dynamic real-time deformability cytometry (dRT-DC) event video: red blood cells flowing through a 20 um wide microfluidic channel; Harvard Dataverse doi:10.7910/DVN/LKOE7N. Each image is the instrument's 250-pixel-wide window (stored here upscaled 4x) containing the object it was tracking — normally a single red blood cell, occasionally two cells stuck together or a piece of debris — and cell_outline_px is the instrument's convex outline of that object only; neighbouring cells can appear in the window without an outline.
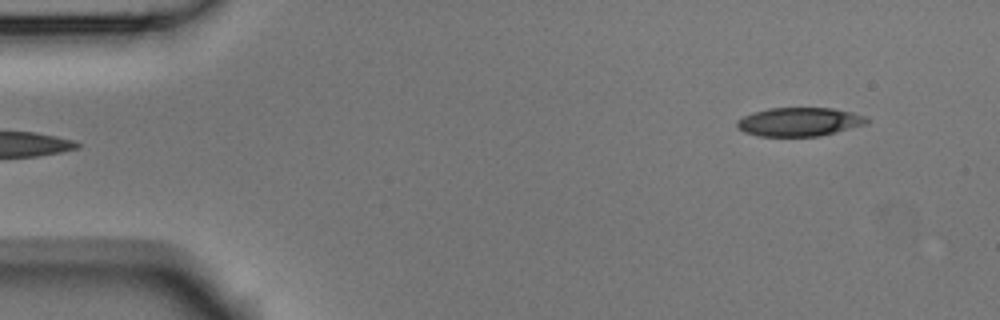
{"species": "Egyptian fruit bat (a non-hibernating species)", "species_latin": "Rousettus aegyptiacus", "temperature_condition": "room temperature", "stored_images_in_passage": 4, "segment_of_instrument_passage": [2, 2], "camera_frame_rate_fps": 3000, "um_per_image_px": 0.085, "animal": {"sex": "male"}, "frame": {"image": 1, "passage_image": 4, "time_ms": 1.0, "image_size_px": [1000, 320], "cell_outline_px": [[872, 120], [868, 124], [820, 136], [760, 136], [744, 132], [736, 128], [736, 120], [752, 112], [768, 108], [832, 108], [852, 112], [864, 116]], "centroid_in_image_um": [67.95, 10.35], "position_along_channel_um": 17.1, "area_um2": 21.91}}